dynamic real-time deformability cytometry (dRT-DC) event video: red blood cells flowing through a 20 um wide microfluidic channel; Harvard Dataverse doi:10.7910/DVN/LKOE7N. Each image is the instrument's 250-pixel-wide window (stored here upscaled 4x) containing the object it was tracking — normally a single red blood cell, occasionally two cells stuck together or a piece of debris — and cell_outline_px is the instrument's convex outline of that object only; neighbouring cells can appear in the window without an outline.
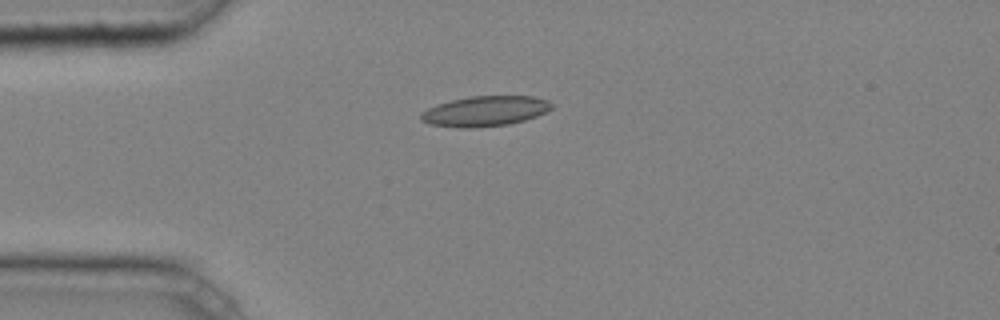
{"species": "common noctule bat (a hibernating species)", "species_latin": "Nyctalus noctula", "temperature_condition": "cold", "stored_images_in_passage": 1, "camera_frame_rate_fps": 3000, "um_per_image_px": 0.085, "animal": {"sex": "male", "body_mass_g": 20.4}, "frame": {"image": 1, "passage_image": 1, "time_ms": 0.0, "image_size_px": [1000, 320], "cell_outline_px": [[552, 108], [536, 116], [524, 120], [508, 124], [472, 128], [460, 128], [428, 124], [420, 120], [420, 112], [436, 104], [452, 100], [472, 96], [532, 96], [548, 100], [552, 104]], "centroid_in_image_um": [41.18, 9.45], "position_along_channel_um": 43.8, "area_um2": 23.0}}